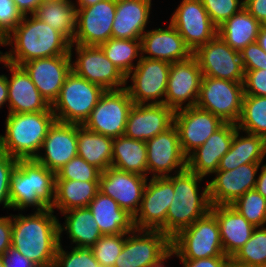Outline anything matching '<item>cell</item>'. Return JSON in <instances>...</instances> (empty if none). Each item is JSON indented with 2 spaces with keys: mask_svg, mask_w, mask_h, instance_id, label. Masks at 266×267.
Instances as JSON below:
<instances>
[{
  "mask_svg": "<svg viewBox=\"0 0 266 267\" xmlns=\"http://www.w3.org/2000/svg\"><path fill=\"white\" fill-rule=\"evenodd\" d=\"M32 212L12 214L11 246L37 267H53L60 244L58 215L51 208Z\"/></svg>",
  "mask_w": 266,
  "mask_h": 267,
  "instance_id": "1",
  "label": "cell"
},
{
  "mask_svg": "<svg viewBox=\"0 0 266 267\" xmlns=\"http://www.w3.org/2000/svg\"><path fill=\"white\" fill-rule=\"evenodd\" d=\"M5 43L10 47L8 62L18 66L32 59L70 55L71 42L34 14L23 16Z\"/></svg>",
  "mask_w": 266,
  "mask_h": 267,
  "instance_id": "2",
  "label": "cell"
},
{
  "mask_svg": "<svg viewBox=\"0 0 266 267\" xmlns=\"http://www.w3.org/2000/svg\"><path fill=\"white\" fill-rule=\"evenodd\" d=\"M167 178L174 188L173 201L166 215V235L171 239L180 230L206 215L211 210V203L208 180L203 186L201 183L205 178L188 168Z\"/></svg>",
  "mask_w": 266,
  "mask_h": 267,
  "instance_id": "3",
  "label": "cell"
},
{
  "mask_svg": "<svg viewBox=\"0 0 266 267\" xmlns=\"http://www.w3.org/2000/svg\"><path fill=\"white\" fill-rule=\"evenodd\" d=\"M56 174L35 159L18 160L11 172L10 203L11 210L42 211L52 208L55 197Z\"/></svg>",
  "mask_w": 266,
  "mask_h": 267,
  "instance_id": "4",
  "label": "cell"
},
{
  "mask_svg": "<svg viewBox=\"0 0 266 267\" xmlns=\"http://www.w3.org/2000/svg\"><path fill=\"white\" fill-rule=\"evenodd\" d=\"M5 134H0V150L17 160L35 159L49 128L56 121L50 108L32 113H7Z\"/></svg>",
  "mask_w": 266,
  "mask_h": 267,
  "instance_id": "5",
  "label": "cell"
},
{
  "mask_svg": "<svg viewBox=\"0 0 266 267\" xmlns=\"http://www.w3.org/2000/svg\"><path fill=\"white\" fill-rule=\"evenodd\" d=\"M171 250L173 258L186 260L227 256L223 251L218 221L211 211L172 237Z\"/></svg>",
  "mask_w": 266,
  "mask_h": 267,
  "instance_id": "6",
  "label": "cell"
},
{
  "mask_svg": "<svg viewBox=\"0 0 266 267\" xmlns=\"http://www.w3.org/2000/svg\"><path fill=\"white\" fill-rule=\"evenodd\" d=\"M105 91L71 71L51 105L56 121L82 125Z\"/></svg>",
  "mask_w": 266,
  "mask_h": 267,
  "instance_id": "7",
  "label": "cell"
},
{
  "mask_svg": "<svg viewBox=\"0 0 266 267\" xmlns=\"http://www.w3.org/2000/svg\"><path fill=\"white\" fill-rule=\"evenodd\" d=\"M69 54L71 70L76 75L99 85L104 90L125 88L126 77L106 57L100 46L71 44Z\"/></svg>",
  "mask_w": 266,
  "mask_h": 267,
  "instance_id": "8",
  "label": "cell"
},
{
  "mask_svg": "<svg viewBox=\"0 0 266 267\" xmlns=\"http://www.w3.org/2000/svg\"><path fill=\"white\" fill-rule=\"evenodd\" d=\"M170 66L163 60L141 57L126 76L125 88L134 104H165Z\"/></svg>",
  "mask_w": 266,
  "mask_h": 267,
  "instance_id": "9",
  "label": "cell"
},
{
  "mask_svg": "<svg viewBox=\"0 0 266 267\" xmlns=\"http://www.w3.org/2000/svg\"><path fill=\"white\" fill-rule=\"evenodd\" d=\"M243 82L203 76L196 106L225 123L236 124L242 111Z\"/></svg>",
  "mask_w": 266,
  "mask_h": 267,
  "instance_id": "10",
  "label": "cell"
},
{
  "mask_svg": "<svg viewBox=\"0 0 266 267\" xmlns=\"http://www.w3.org/2000/svg\"><path fill=\"white\" fill-rule=\"evenodd\" d=\"M133 104L126 88L106 90L82 125L90 131L117 138L125 133Z\"/></svg>",
  "mask_w": 266,
  "mask_h": 267,
  "instance_id": "11",
  "label": "cell"
},
{
  "mask_svg": "<svg viewBox=\"0 0 266 267\" xmlns=\"http://www.w3.org/2000/svg\"><path fill=\"white\" fill-rule=\"evenodd\" d=\"M171 250V239L159 230L135 229L127 233L114 267H147Z\"/></svg>",
  "mask_w": 266,
  "mask_h": 267,
  "instance_id": "12",
  "label": "cell"
},
{
  "mask_svg": "<svg viewBox=\"0 0 266 267\" xmlns=\"http://www.w3.org/2000/svg\"><path fill=\"white\" fill-rule=\"evenodd\" d=\"M193 56L203 76L234 82L244 81L245 72L240 52L232 49L218 34L208 43L198 47Z\"/></svg>",
  "mask_w": 266,
  "mask_h": 267,
  "instance_id": "13",
  "label": "cell"
},
{
  "mask_svg": "<svg viewBox=\"0 0 266 267\" xmlns=\"http://www.w3.org/2000/svg\"><path fill=\"white\" fill-rule=\"evenodd\" d=\"M173 196V183L167 177L148 178L140 208L134 216L135 228L166 234V215Z\"/></svg>",
  "mask_w": 266,
  "mask_h": 267,
  "instance_id": "14",
  "label": "cell"
},
{
  "mask_svg": "<svg viewBox=\"0 0 266 267\" xmlns=\"http://www.w3.org/2000/svg\"><path fill=\"white\" fill-rule=\"evenodd\" d=\"M169 18L192 52L217 35V27L200 0L180 1Z\"/></svg>",
  "mask_w": 266,
  "mask_h": 267,
  "instance_id": "15",
  "label": "cell"
},
{
  "mask_svg": "<svg viewBox=\"0 0 266 267\" xmlns=\"http://www.w3.org/2000/svg\"><path fill=\"white\" fill-rule=\"evenodd\" d=\"M146 147L149 178L168 177L187 168V157L182 152L174 124L147 140Z\"/></svg>",
  "mask_w": 266,
  "mask_h": 267,
  "instance_id": "16",
  "label": "cell"
},
{
  "mask_svg": "<svg viewBox=\"0 0 266 267\" xmlns=\"http://www.w3.org/2000/svg\"><path fill=\"white\" fill-rule=\"evenodd\" d=\"M116 0H102L77 9L76 33L71 44L100 46L112 38Z\"/></svg>",
  "mask_w": 266,
  "mask_h": 267,
  "instance_id": "17",
  "label": "cell"
},
{
  "mask_svg": "<svg viewBox=\"0 0 266 267\" xmlns=\"http://www.w3.org/2000/svg\"><path fill=\"white\" fill-rule=\"evenodd\" d=\"M202 77V71L193 55L187 60L171 63L165 104L174 111L196 106Z\"/></svg>",
  "mask_w": 266,
  "mask_h": 267,
  "instance_id": "18",
  "label": "cell"
},
{
  "mask_svg": "<svg viewBox=\"0 0 266 267\" xmlns=\"http://www.w3.org/2000/svg\"><path fill=\"white\" fill-rule=\"evenodd\" d=\"M224 123L219 117L197 106L176 110L174 125L184 155L188 157Z\"/></svg>",
  "mask_w": 266,
  "mask_h": 267,
  "instance_id": "19",
  "label": "cell"
},
{
  "mask_svg": "<svg viewBox=\"0 0 266 267\" xmlns=\"http://www.w3.org/2000/svg\"><path fill=\"white\" fill-rule=\"evenodd\" d=\"M262 163H249L233 170H217L208 178L211 205H231L248 190L255 189ZM212 178V180H211Z\"/></svg>",
  "mask_w": 266,
  "mask_h": 267,
  "instance_id": "20",
  "label": "cell"
},
{
  "mask_svg": "<svg viewBox=\"0 0 266 267\" xmlns=\"http://www.w3.org/2000/svg\"><path fill=\"white\" fill-rule=\"evenodd\" d=\"M147 180L148 177L143 175L109 167L100 174L99 191L135 216L140 208Z\"/></svg>",
  "mask_w": 266,
  "mask_h": 267,
  "instance_id": "21",
  "label": "cell"
},
{
  "mask_svg": "<svg viewBox=\"0 0 266 267\" xmlns=\"http://www.w3.org/2000/svg\"><path fill=\"white\" fill-rule=\"evenodd\" d=\"M77 145V124L55 121L35 160L56 174L72 158L78 156Z\"/></svg>",
  "mask_w": 266,
  "mask_h": 267,
  "instance_id": "22",
  "label": "cell"
},
{
  "mask_svg": "<svg viewBox=\"0 0 266 267\" xmlns=\"http://www.w3.org/2000/svg\"><path fill=\"white\" fill-rule=\"evenodd\" d=\"M40 94L52 105L71 70L70 55L37 58L21 65Z\"/></svg>",
  "mask_w": 266,
  "mask_h": 267,
  "instance_id": "23",
  "label": "cell"
},
{
  "mask_svg": "<svg viewBox=\"0 0 266 267\" xmlns=\"http://www.w3.org/2000/svg\"><path fill=\"white\" fill-rule=\"evenodd\" d=\"M174 113L166 104H133L124 135L146 142L174 124Z\"/></svg>",
  "mask_w": 266,
  "mask_h": 267,
  "instance_id": "24",
  "label": "cell"
},
{
  "mask_svg": "<svg viewBox=\"0 0 266 267\" xmlns=\"http://www.w3.org/2000/svg\"><path fill=\"white\" fill-rule=\"evenodd\" d=\"M168 24L144 32L140 39L141 57L174 63L193 55L176 28L170 22Z\"/></svg>",
  "mask_w": 266,
  "mask_h": 267,
  "instance_id": "25",
  "label": "cell"
},
{
  "mask_svg": "<svg viewBox=\"0 0 266 267\" xmlns=\"http://www.w3.org/2000/svg\"><path fill=\"white\" fill-rule=\"evenodd\" d=\"M237 130L236 124L224 123L187 157V168L206 181V177L217 171L220 159L230 149Z\"/></svg>",
  "mask_w": 266,
  "mask_h": 267,
  "instance_id": "26",
  "label": "cell"
},
{
  "mask_svg": "<svg viewBox=\"0 0 266 267\" xmlns=\"http://www.w3.org/2000/svg\"><path fill=\"white\" fill-rule=\"evenodd\" d=\"M5 68L10 72L7 75L8 113L41 112L51 108L22 66L8 62Z\"/></svg>",
  "mask_w": 266,
  "mask_h": 267,
  "instance_id": "27",
  "label": "cell"
},
{
  "mask_svg": "<svg viewBox=\"0 0 266 267\" xmlns=\"http://www.w3.org/2000/svg\"><path fill=\"white\" fill-rule=\"evenodd\" d=\"M152 0H116L112 38L141 39L151 22Z\"/></svg>",
  "mask_w": 266,
  "mask_h": 267,
  "instance_id": "28",
  "label": "cell"
},
{
  "mask_svg": "<svg viewBox=\"0 0 266 267\" xmlns=\"http://www.w3.org/2000/svg\"><path fill=\"white\" fill-rule=\"evenodd\" d=\"M210 211L219 224L223 251L231 258L251 238L256 227L232 205H211Z\"/></svg>",
  "mask_w": 266,
  "mask_h": 267,
  "instance_id": "29",
  "label": "cell"
},
{
  "mask_svg": "<svg viewBox=\"0 0 266 267\" xmlns=\"http://www.w3.org/2000/svg\"><path fill=\"white\" fill-rule=\"evenodd\" d=\"M87 207L93 214L102 235L129 233L136 229L134 216L100 191Z\"/></svg>",
  "mask_w": 266,
  "mask_h": 267,
  "instance_id": "30",
  "label": "cell"
},
{
  "mask_svg": "<svg viewBox=\"0 0 266 267\" xmlns=\"http://www.w3.org/2000/svg\"><path fill=\"white\" fill-rule=\"evenodd\" d=\"M60 215L64 217V222H59L60 240L63 233L66 234L71 247L91 248L101 238L102 233L88 207L69 209Z\"/></svg>",
  "mask_w": 266,
  "mask_h": 267,
  "instance_id": "31",
  "label": "cell"
},
{
  "mask_svg": "<svg viewBox=\"0 0 266 267\" xmlns=\"http://www.w3.org/2000/svg\"><path fill=\"white\" fill-rule=\"evenodd\" d=\"M266 140L239 129L235 132L230 149L222 156L217 170H233L249 163H264Z\"/></svg>",
  "mask_w": 266,
  "mask_h": 267,
  "instance_id": "32",
  "label": "cell"
},
{
  "mask_svg": "<svg viewBox=\"0 0 266 267\" xmlns=\"http://www.w3.org/2000/svg\"><path fill=\"white\" fill-rule=\"evenodd\" d=\"M77 153L101 172L112 165L113 138L77 124Z\"/></svg>",
  "mask_w": 266,
  "mask_h": 267,
  "instance_id": "33",
  "label": "cell"
},
{
  "mask_svg": "<svg viewBox=\"0 0 266 267\" xmlns=\"http://www.w3.org/2000/svg\"><path fill=\"white\" fill-rule=\"evenodd\" d=\"M99 192V181L55 179V197L51 208L63 213L69 209L87 207Z\"/></svg>",
  "mask_w": 266,
  "mask_h": 267,
  "instance_id": "34",
  "label": "cell"
},
{
  "mask_svg": "<svg viewBox=\"0 0 266 267\" xmlns=\"http://www.w3.org/2000/svg\"><path fill=\"white\" fill-rule=\"evenodd\" d=\"M244 7L217 28V34L232 48L241 51L249 44L257 42L261 27Z\"/></svg>",
  "mask_w": 266,
  "mask_h": 267,
  "instance_id": "35",
  "label": "cell"
},
{
  "mask_svg": "<svg viewBox=\"0 0 266 267\" xmlns=\"http://www.w3.org/2000/svg\"><path fill=\"white\" fill-rule=\"evenodd\" d=\"M111 167L149 178L146 142L125 135L113 138Z\"/></svg>",
  "mask_w": 266,
  "mask_h": 267,
  "instance_id": "36",
  "label": "cell"
},
{
  "mask_svg": "<svg viewBox=\"0 0 266 267\" xmlns=\"http://www.w3.org/2000/svg\"><path fill=\"white\" fill-rule=\"evenodd\" d=\"M74 0H46L34 15L63 34L71 43L76 33L77 8Z\"/></svg>",
  "mask_w": 266,
  "mask_h": 267,
  "instance_id": "37",
  "label": "cell"
},
{
  "mask_svg": "<svg viewBox=\"0 0 266 267\" xmlns=\"http://www.w3.org/2000/svg\"><path fill=\"white\" fill-rule=\"evenodd\" d=\"M106 57L126 77L141 59L140 39L110 38L100 45Z\"/></svg>",
  "mask_w": 266,
  "mask_h": 267,
  "instance_id": "38",
  "label": "cell"
},
{
  "mask_svg": "<svg viewBox=\"0 0 266 267\" xmlns=\"http://www.w3.org/2000/svg\"><path fill=\"white\" fill-rule=\"evenodd\" d=\"M236 125L240 131L266 140V96L244 95L241 115Z\"/></svg>",
  "mask_w": 266,
  "mask_h": 267,
  "instance_id": "39",
  "label": "cell"
},
{
  "mask_svg": "<svg viewBox=\"0 0 266 267\" xmlns=\"http://www.w3.org/2000/svg\"><path fill=\"white\" fill-rule=\"evenodd\" d=\"M234 265L266 267V227H256L251 238L231 258Z\"/></svg>",
  "mask_w": 266,
  "mask_h": 267,
  "instance_id": "40",
  "label": "cell"
},
{
  "mask_svg": "<svg viewBox=\"0 0 266 267\" xmlns=\"http://www.w3.org/2000/svg\"><path fill=\"white\" fill-rule=\"evenodd\" d=\"M231 205L255 227L266 226V198L256 189L248 190Z\"/></svg>",
  "mask_w": 266,
  "mask_h": 267,
  "instance_id": "41",
  "label": "cell"
},
{
  "mask_svg": "<svg viewBox=\"0 0 266 267\" xmlns=\"http://www.w3.org/2000/svg\"><path fill=\"white\" fill-rule=\"evenodd\" d=\"M62 243L60 240L53 267H105L96 260L91 248L73 246L63 248ZM66 248H70V251Z\"/></svg>",
  "mask_w": 266,
  "mask_h": 267,
  "instance_id": "42",
  "label": "cell"
},
{
  "mask_svg": "<svg viewBox=\"0 0 266 267\" xmlns=\"http://www.w3.org/2000/svg\"><path fill=\"white\" fill-rule=\"evenodd\" d=\"M127 233L102 235L91 247L94 257L101 266L114 267L121 253Z\"/></svg>",
  "mask_w": 266,
  "mask_h": 267,
  "instance_id": "43",
  "label": "cell"
},
{
  "mask_svg": "<svg viewBox=\"0 0 266 267\" xmlns=\"http://www.w3.org/2000/svg\"><path fill=\"white\" fill-rule=\"evenodd\" d=\"M101 171L83 158L76 156L66 163L57 173L55 179L75 181H99Z\"/></svg>",
  "mask_w": 266,
  "mask_h": 267,
  "instance_id": "44",
  "label": "cell"
},
{
  "mask_svg": "<svg viewBox=\"0 0 266 267\" xmlns=\"http://www.w3.org/2000/svg\"><path fill=\"white\" fill-rule=\"evenodd\" d=\"M212 23L218 28L244 7V0H200Z\"/></svg>",
  "mask_w": 266,
  "mask_h": 267,
  "instance_id": "45",
  "label": "cell"
},
{
  "mask_svg": "<svg viewBox=\"0 0 266 267\" xmlns=\"http://www.w3.org/2000/svg\"><path fill=\"white\" fill-rule=\"evenodd\" d=\"M17 163V159L0 150V206L9 211L11 209L9 195L11 172Z\"/></svg>",
  "mask_w": 266,
  "mask_h": 267,
  "instance_id": "46",
  "label": "cell"
},
{
  "mask_svg": "<svg viewBox=\"0 0 266 267\" xmlns=\"http://www.w3.org/2000/svg\"><path fill=\"white\" fill-rule=\"evenodd\" d=\"M22 17L13 0H0V32L5 37L21 22Z\"/></svg>",
  "mask_w": 266,
  "mask_h": 267,
  "instance_id": "47",
  "label": "cell"
},
{
  "mask_svg": "<svg viewBox=\"0 0 266 267\" xmlns=\"http://www.w3.org/2000/svg\"><path fill=\"white\" fill-rule=\"evenodd\" d=\"M244 70H266V52L257 42L249 44L240 51Z\"/></svg>",
  "mask_w": 266,
  "mask_h": 267,
  "instance_id": "48",
  "label": "cell"
},
{
  "mask_svg": "<svg viewBox=\"0 0 266 267\" xmlns=\"http://www.w3.org/2000/svg\"><path fill=\"white\" fill-rule=\"evenodd\" d=\"M244 95L266 96V70H244Z\"/></svg>",
  "mask_w": 266,
  "mask_h": 267,
  "instance_id": "49",
  "label": "cell"
},
{
  "mask_svg": "<svg viewBox=\"0 0 266 267\" xmlns=\"http://www.w3.org/2000/svg\"><path fill=\"white\" fill-rule=\"evenodd\" d=\"M2 256L4 267H37L23 256L15 247L10 246Z\"/></svg>",
  "mask_w": 266,
  "mask_h": 267,
  "instance_id": "50",
  "label": "cell"
},
{
  "mask_svg": "<svg viewBox=\"0 0 266 267\" xmlns=\"http://www.w3.org/2000/svg\"><path fill=\"white\" fill-rule=\"evenodd\" d=\"M179 260L183 267H227L231 262L228 256L208 257L197 260Z\"/></svg>",
  "mask_w": 266,
  "mask_h": 267,
  "instance_id": "51",
  "label": "cell"
},
{
  "mask_svg": "<svg viewBox=\"0 0 266 267\" xmlns=\"http://www.w3.org/2000/svg\"><path fill=\"white\" fill-rule=\"evenodd\" d=\"M12 240V214L0 216V255L11 246Z\"/></svg>",
  "mask_w": 266,
  "mask_h": 267,
  "instance_id": "52",
  "label": "cell"
},
{
  "mask_svg": "<svg viewBox=\"0 0 266 267\" xmlns=\"http://www.w3.org/2000/svg\"><path fill=\"white\" fill-rule=\"evenodd\" d=\"M244 8L262 25L266 24V0H244Z\"/></svg>",
  "mask_w": 266,
  "mask_h": 267,
  "instance_id": "53",
  "label": "cell"
},
{
  "mask_svg": "<svg viewBox=\"0 0 266 267\" xmlns=\"http://www.w3.org/2000/svg\"><path fill=\"white\" fill-rule=\"evenodd\" d=\"M22 16L33 15L44 0H13Z\"/></svg>",
  "mask_w": 266,
  "mask_h": 267,
  "instance_id": "54",
  "label": "cell"
},
{
  "mask_svg": "<svg viewBox=\"0 0 266 267\" xmlns=\"http://www.w3.org/2000/svg\"><path fill=\"white\" fill-rule=\"evenodd\" d=\"M256 191L266 198V163L261 164L256 181Z\"/></svg>",
  "mask_w": 266,
  "mask_h": 267,
  "instance_id": "55",
  "label": "cell"
},
{
  "mask_svg": "<svg viewBox=\"0 0 266 267\" xmlns=\"http://www.w3.org/2000/svg\"><path fill=\"white\" fill-rule=\"evenodd\" d=\"M4 106L8 108V83L6 73L0 74V110L4 108Z\"/></svg>",
  "mask_w": 266,
  "mask_h": 267,
  "instance_id": "56",
  "label": "cell"
},
{
  "mask_svg": "<svg viewBox=\"0 0 266 267\" xmlns=\"http://www.w3.org/2000/svg\"><path fill=\"white\" fill-rule=\"evenodd\" d=\"M257 43L266 52V24L260 27Z\"/></svg>",
  "mask_w": 266,
  "mask_h": 267,
  "instance_id": "57",
  "label": "cell"
},
{
  "mask_svg": "<svg viewBox=\"0 0 266 267\" xmlns=\"http://www.w3.org/2000/svg\"><path fill=\"white\" fill-rule=\"evenodd\" d=\"M100 1L102 0H75V2L73 1V4L77 9H80L87 6H92Z\"/></svg>",
  "mask_w": 266,
  "mask_h": 267,
  "instance_id": "58",
  "label": "cell"
},
{
  "mask_svg": "<svg viewBox=\"0 0 266 267\" xmlns=\"http://www.w3.org/2000/svg\"><path fill=\"white\" fill-rule=\"evenodd\" d=\"M172 257H173V252H172V250H170L160 261H158L157 263H155L153 265H149L147 267H169V266H166V264L168 263V261Z\"/></svg>",
  "mask_w": 266,
  "mask_h": 267,
  "instance_id": "59",
  "label": "cell"
},
{
  "mask_svg": "<svg viewBox=\"0 0 266 267\" xmlns=\"http://www.w3.org/2000/svg\"><path fill=\"white\" fill-rule=\"evenodd\" d=\"M1 63L3 64V67H5V65L8 63L7 51H5L4 53L0 51V64Z\"/></svg>",
  "mask_w": 266,
  "mask_h": 267,
  "instance_id": "60",
  "label": "cell"
},
{
  "mask_svg": "<svg viewBox=\"0 0 266 267\" xmlns=\"http://www.w3.org/2000/svg\"><path fill=\"white\" fill-rule=\"evenodd\" d=\"M6 37L0 32V46L6 47Z\"/></svg>",
  "mask_w": 266,
  "mask_h": 267,
  "instance_id": "61",
  "label": "cell"
},
{
  "mask_svg": "<svg viewBox=\"0 0 266 267\" xmlns=\"http://www.w3.org/2000/svg\"><path fill=\"white\" fill-rule=\"evenodd\" d=\"M237 267H265V266H257V265H236Z\"/></svg>",
  "mask_w": 266,
  "mask_h": 267,
  "instance_id": "62",
  "label": "cell"
},
{
  "mask_svg": "<svg viewBox=\"0 0 266 267\" xmlns=\"http://www.w3.org/2000/svg\"><path fill=\"white\" fill-rule=\"evenodd\" d=\"M0 267H4L2 256L0 255Z\"/></svg>",
  "mask_w": 266,
  "mask_h": 267,
  "instance_id": "63",
  "label": "cell"
},
{
  "mask_svg": "<svg viewBox=\"0 0 266 267\" xmlns=\"http://www.w3.org/2000/svg\"><path fill=\"white\" fill-rule=\"evenodd\" d=\"M227 267H237L236 265L232 264L231 262L229 263V265Z\"/></svg>",
  "mask_w": 266,
  "mask_h": 267,
  "instance_id": "64",
  "label": "cell"
}]
</instances>
